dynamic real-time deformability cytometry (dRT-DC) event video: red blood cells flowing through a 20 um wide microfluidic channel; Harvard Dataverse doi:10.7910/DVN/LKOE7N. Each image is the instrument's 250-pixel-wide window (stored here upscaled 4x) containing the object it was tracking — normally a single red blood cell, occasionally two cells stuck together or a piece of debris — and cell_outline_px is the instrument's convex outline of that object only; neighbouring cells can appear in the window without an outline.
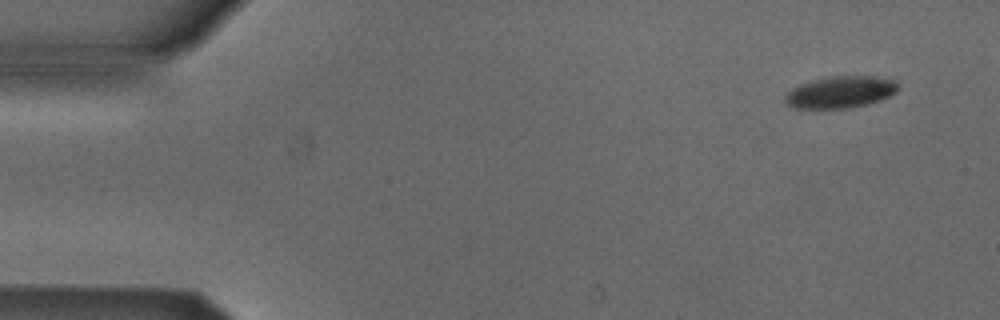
{"species": "Egyptian fruit bat (a non-hibernating species)", "species_latin": "Rousettus aegyptiacus", "temperature_condition": "cold", "stored_images_in_passage": 5, "segment_of_instrument_passage": [2, 2], "camera_frame_rate_fps": 3000, "um_per_image_px": 0.085, "animal": {"sex": "male"}, "frame": {"image": 1, "passage_image": 5, "time_ms": 5.667, "image_size_px": [1000, 320], "cell_outline_px": [[896, 92], [880, 100], [868, 104], [844, 108], [792, 108], [784, 104], [784, 96], [792, 88], [800, 84], [812, 80], [828, 76], [872, 76], [896, 80]], "centroid_in_image_um": [71.38, 7.83], "position_along_channel_um": 13.6, "area_um2": 20.92}}